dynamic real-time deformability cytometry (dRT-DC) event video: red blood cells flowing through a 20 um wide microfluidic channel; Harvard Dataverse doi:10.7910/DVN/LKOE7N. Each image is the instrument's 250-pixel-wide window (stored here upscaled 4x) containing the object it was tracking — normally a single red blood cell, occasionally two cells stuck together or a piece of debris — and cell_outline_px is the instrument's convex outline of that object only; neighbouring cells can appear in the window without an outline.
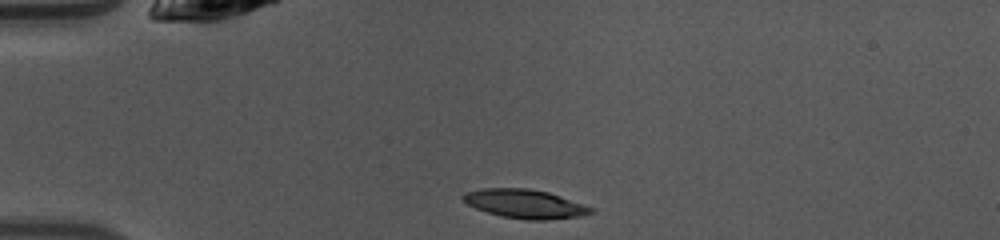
{"species": "common noctule bat (a hibernating species)", "species_latin": "Nyctalus noctula", "temperature_condition": "warm", "stored_images_in_passage": 38, "camera_frame_rate_fps": 3000, "um_per_image_px": 0.085, "animal": {"sex": "female", "body_mass_g": 10.0, "forearm_length_mm": 53.1}, "frame": {"image": 1, "passage_image": 1, "time_ms": 0.0, "image_size_px": [1000, 240], "cell_outline_px": [[596, 212], [580, 216], [544, 220], [524, 220], [504, 216], [488, 212], [476, 208], [468, 204], [460, 196], [464, 192], [480, 188], [528, 188], [548, 192], [596, 208]], "centroid_in_image_um": [44.65, 17.32], "position_along_channel_um": 40.4, "area_um2": 21.56}}
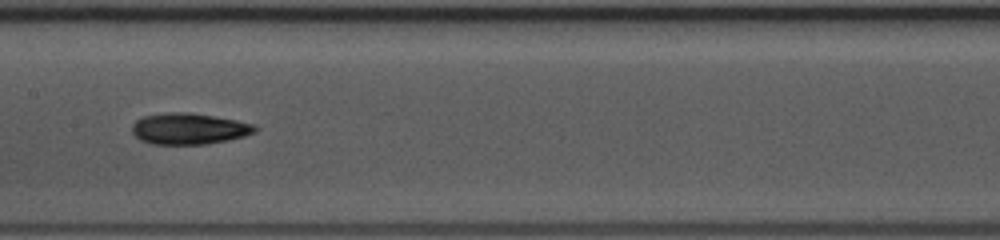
{"frame": {"image": 2, "passage_image": 14, "time_ms": 4.333, "image_size_px": [1000, 240], "cell_outline_px": [[260, 128], [256, 132], [244, 136], [228, 140], [204, 144], [152, 144], [140, 140], [132, 132], [132, 124], [136, 120], [144, 116], [168, 112], [188, 112], [236, 120], [256, 124]], "centroid_in_image_um": [16.09, 10.94], "position_along_channel_um": 191.3, "area_um2": 22.43}}
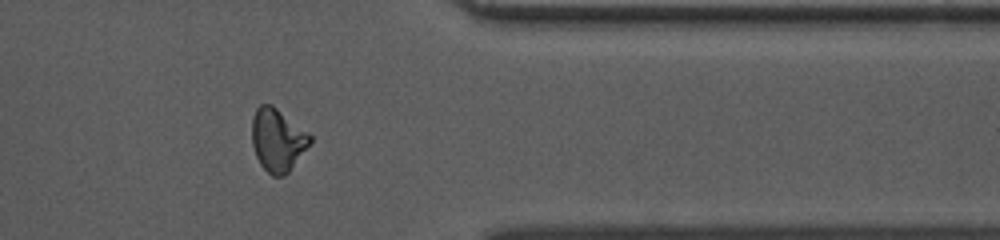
{"frame": {"image": 3, "passage_image": 29, "time_ms": 9.333, "image_size_px": [1000, 240], "cell_outline_px": [[312, 140], [288, 172], [284, 176], [272, 176], [260, 164], [256, 156], [252, 144], [252, 116], [256, 108], [260, 104], [272, 104], [312, 136]], "centroid_in_image_um": [23.56, 11.88], "position_along_channel_um": 387.8, "area_um2": 21.04}, "authors_computed_cell_mechanics": {"area_um2": 21.1548, "velocity_mm_per_s": 4.1262, "shape_relaxation_time_tau1_ms": 4.0588, "shape_relaxation_time_tau2_ms": 5.2147, "deformation_change_tau1": 0.1839, "deformation_change_tau2": 0.1123}}